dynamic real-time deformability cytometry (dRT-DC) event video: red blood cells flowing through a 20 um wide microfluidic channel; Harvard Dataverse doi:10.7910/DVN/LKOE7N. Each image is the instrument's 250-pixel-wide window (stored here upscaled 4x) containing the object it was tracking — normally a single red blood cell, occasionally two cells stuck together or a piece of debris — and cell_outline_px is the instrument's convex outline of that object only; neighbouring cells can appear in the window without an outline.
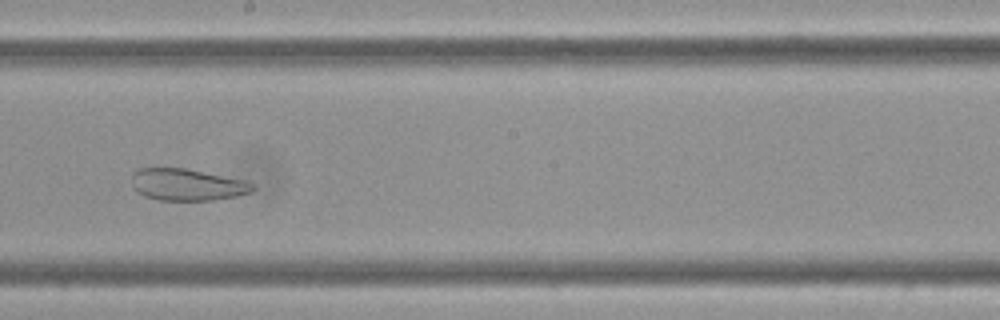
{"species": "Egyptian fruit bat (a non-hibernating species)", "species_latin": "Rousettus aegyptiacus", "temperature_condition": "cold", "stored_images_in_passage": 52, "camera_frame_rate_fps": 3000, "um_per_image_px": 0.085, "frame": {"image": 1, "passage_image": 26, "time_ms": 8.333, "image_size_px": [1000, 320], "cell_outline_px": [[256, 188], [252, 192], [236, 196], [216, 200], [160, 200], [144, 196], [136, 192], [132, 188], [132, 176], [140, 168], [184, 168], [248, 180], [256, 184]], "centroid_in_image_um": [15.97, 15.7], "position_along_channel_um": 232.2, "area_um2": 22.72}}
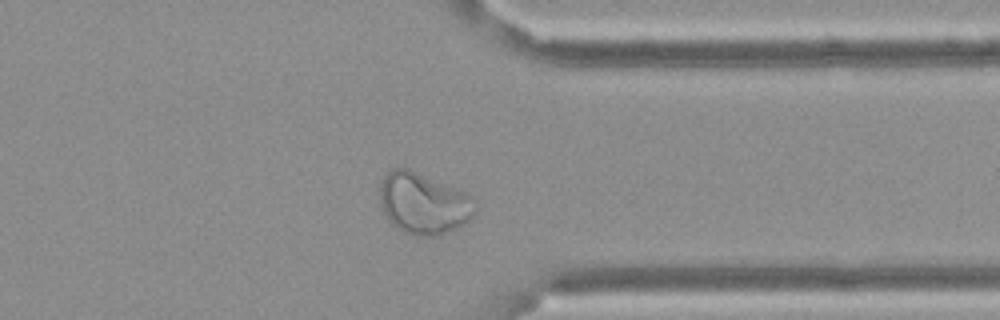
{"frame": {"image": 2, "passage_image": 39, "time_ms": 12.667, "image_size_px": [1000, 320], "cell_outline_px": [[476, 212], [468, 220], [456, 228], [432, 236], [412, 236], [404, 232], [392, 224], [388, 220], [380, 208], [380, 184], [384, 176], [392, 168], [408, 168], [464, 192], [472, 196], [476, 200]], "centroid_in_image_um": [35.97, 17.29], "position_along_channel_um": 375.4, "area_um2": 33.99}}
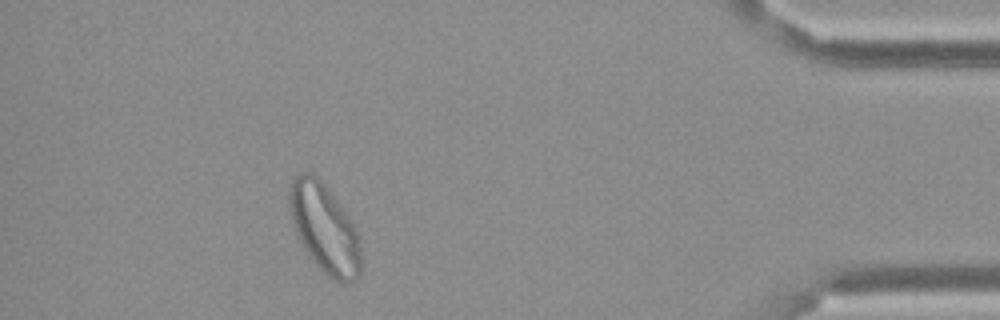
{"frame": {"image": 3, "passage_image": 46, "time_ms": 15.0, "image_size_px": [1000, 320], "cell_outline_px": [[360, 276], [356, 280], [348, 284], [340, 284], [332, 280], [312, 260], [304, 248], [296, 232], [292, 220], [288, 204], [288, 192], [292, 180], [300, 172], [312, 172], [324, 184], [340, 204], [356, 228], [360, 244]], "centroid_in_image_um": [27.59, 19.44], "position_along_channel_um": 407.6, "area_um2": 37.17}}